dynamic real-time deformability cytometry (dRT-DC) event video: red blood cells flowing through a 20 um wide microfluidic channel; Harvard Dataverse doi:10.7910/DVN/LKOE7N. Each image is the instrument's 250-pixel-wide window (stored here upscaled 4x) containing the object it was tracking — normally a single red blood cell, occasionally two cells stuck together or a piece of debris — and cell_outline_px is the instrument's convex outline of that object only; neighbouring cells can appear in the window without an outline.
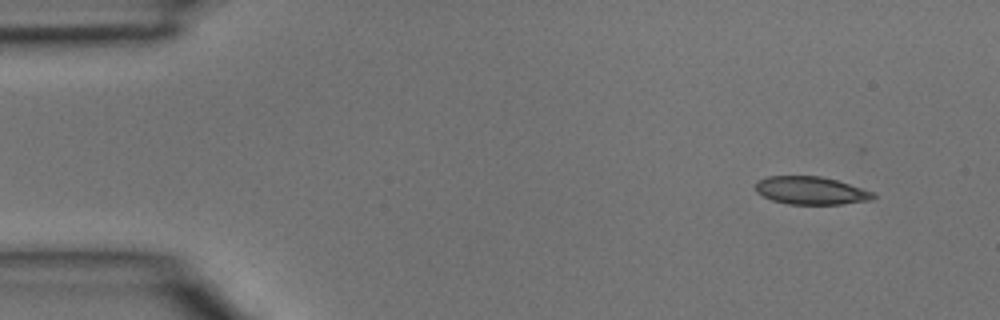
{"species": "common noctule bat (a hibernating species)", "species_latin": "Nyctalus noctula", "temperature_condition": "room temperature", "stored_images_in_passage": 4, "camera_frame_rate_fps": 3000, "um_per_image_px": 0.085, "animal": {"sex": "male", "body_mass_g": 15.6}, "frame": {"image": 1, "passage_image": 1, "time_ms": 0.0, "image_size_px": [1000, 320], "cell_outline_px": [[876, 196], [872, 200], [840, 204], [788, 204], [772, 200], [756, 192], [756, 184], [760, 180], [768, 176], [820, 176], [836, 180], [876, 192]], "centroid_in_image_um": [68.97, 16.2], "position_along_channel_um": 16.0, "area_um2": 19.07}}
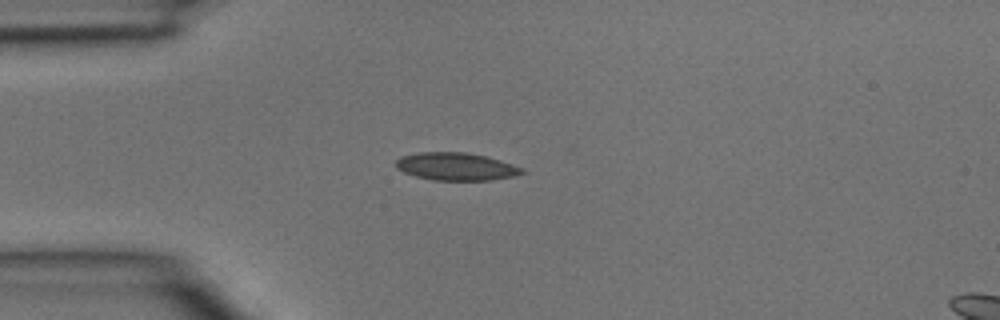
{"frame": {"image": 2, "passage_image": 3, "time_ms": 0.667, "image_size_px": [1000, 320], "cell_outline_px": [[528, 172], [516, 176], [492, 180], [432, 180], [416, 176], [404, 172], [396, 168], [396, 160], [400, 156], [420, 152], [468, 152], [500, 160], [524, 168]], "centroid_in_image_um": [38.8, 14.16], "position_along_channel_um": 46.2, "area_um2": 20.52}}